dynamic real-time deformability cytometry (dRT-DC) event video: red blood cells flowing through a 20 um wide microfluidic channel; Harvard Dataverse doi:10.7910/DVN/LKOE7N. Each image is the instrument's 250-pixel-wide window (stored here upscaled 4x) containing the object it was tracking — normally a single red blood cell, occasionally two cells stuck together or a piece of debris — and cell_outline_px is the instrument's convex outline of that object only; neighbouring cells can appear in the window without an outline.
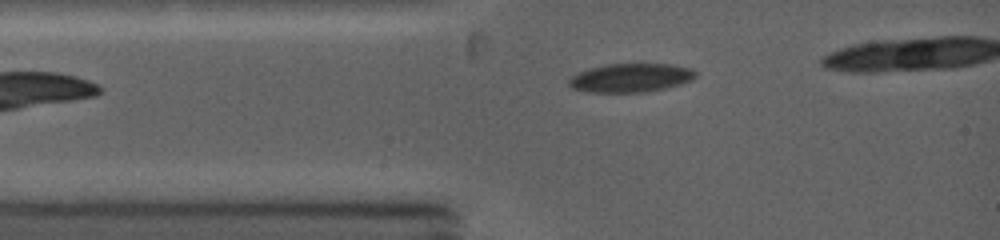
{"species": "common noctule bat (a hibernating species)", "species_latin": "Nyctalus noctula", "temperature_condition": "warm", "stored_images_in_passage": 11, "camera_frame_rate_fps": 5000, "um_per_image_px": 0.085, "animal": {"sex": "female", "body_mass_g": 19.0, "forearm_length_mm": 53.3}, "frame": {"image": 1, "passage_image": 5, "time_ms": 1.4, "image_size_px": [1000, 240], "cell_outline_px": [[696, 76], [692, 80], [680, 84], [664, 88], [644, 92], [588, 92], [572, 88], [568, 84], [568, 80], [576, 72], [588, 68], [604, 64], [672, 64], [692, 68], [696, 72]], "centroid_in_image_um": [53.59, 6.6], "position_along_channel_um": 31.4, "area_um2": 21.33}}